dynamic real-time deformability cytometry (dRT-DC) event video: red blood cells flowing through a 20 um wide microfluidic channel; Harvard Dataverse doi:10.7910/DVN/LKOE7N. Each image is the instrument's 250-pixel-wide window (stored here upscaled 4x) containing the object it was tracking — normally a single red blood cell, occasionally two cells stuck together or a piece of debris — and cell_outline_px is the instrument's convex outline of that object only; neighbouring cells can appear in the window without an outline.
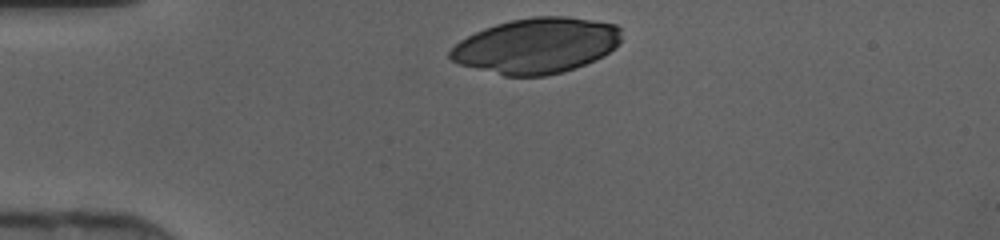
{"species": "human", "species_latin": "Homo sapiens", "temperature_condition": "cold", "stored_images_in_passage": 28, "camera_frame_rate_fps": 3000, "um_per_image_px": 0.085, "donor": {"sex": "female"}, "frame": {"image": 1, "passage_image": 1, "time_ms": 0.0, "image_size_px": [1000, 240], "cell_outline_px": [[620, 44], [604, 56], [596, 60], [576, 68], [564, 72], [544, 76], [504, 76], [460, 64], [452, 60], [448, 56], [448, 52], [460, 40], [484, 28], [496, 24], [512, 20], [532, 16], [568, 16], [616, 24], [620, 28]], "centroid_in_image_um": [45.62, 3.88], "position_along_channel_um": 39.4, "area_um2": 55.49}}
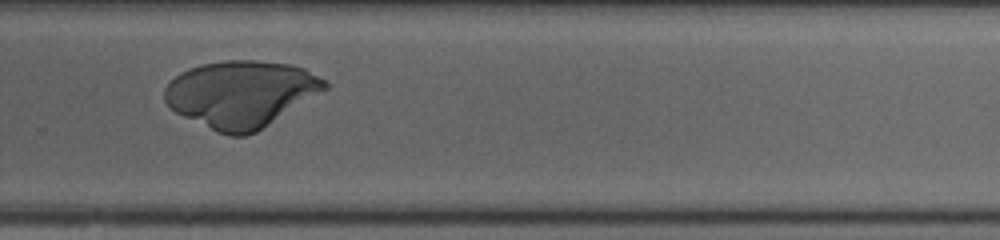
{"frame": {"image": 2, "passage_image": 22, "time_ms": 7.0, "image_size_px": [1000, 240], "cell_outline_px": [[328, 88], [256, 132], [244, 136], [228, 136], [216, 132], [168, 108], [164, 100], [164, 88], [180, 72], [188, 68], [200, 64], [224, 60], [256, 60], [292, 64], [304, 68], [324, 80], [328, 84]], "centroid_in_image_um": [20.45, 7.98], "position_along_channel_um": 309.3, "area_um2": 62.25}}
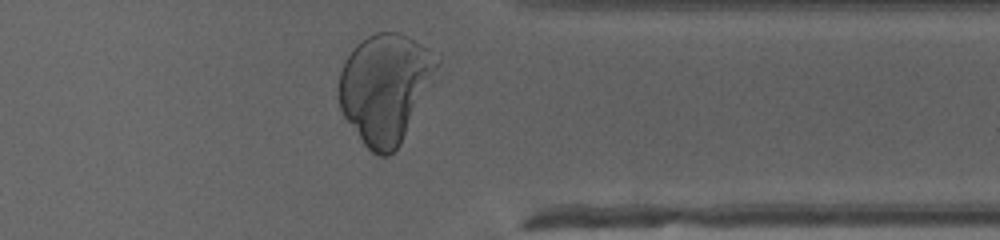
{"frame": {"image": 3, "passage_image": 27, "time_ms": 8.667, "image_size_px": [1000, 240], "cell_outline_px": [[440, 64], [400, 144], [388, 156], [380, 156], [372, 152], [364, 144], [344, 116], [340, 108], [340, 72], [344, 60], [356, 44], [368, 36], [376, 32], [400, 32], [428, 48], [440, 56]], "centroid_in_image_um": [32.74, 7.44], "position_along_channel_um": 378.7, "area_um2": 61.56}}